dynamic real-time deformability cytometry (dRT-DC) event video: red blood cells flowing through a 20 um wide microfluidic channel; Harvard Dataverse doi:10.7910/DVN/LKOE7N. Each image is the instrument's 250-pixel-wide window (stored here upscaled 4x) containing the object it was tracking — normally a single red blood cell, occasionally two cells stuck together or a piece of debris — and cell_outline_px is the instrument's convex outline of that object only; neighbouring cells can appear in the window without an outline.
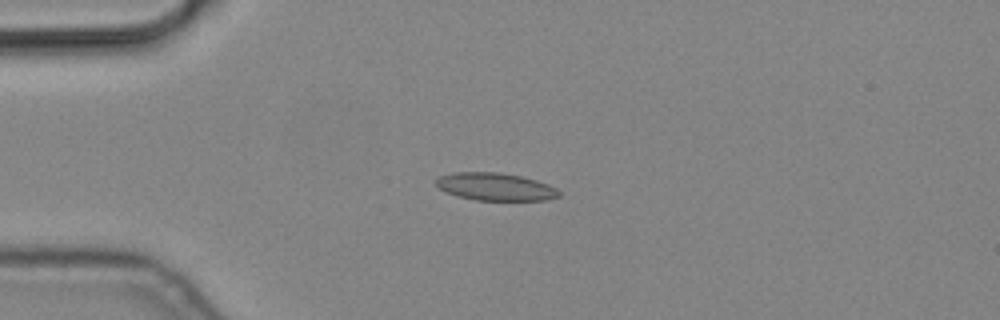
{"species": "common noctule bat (a hibernating species)", "species_latin": "Nyctalus noctula", "temperature_condition": "cold", "stored_images_in_passage": 4, "camera_frame_rate_fps": 3000, "um_per_image_px": 0.085, "animal": {"sex": "male", "body_mass_g": 19.2, "forearm_length_mm": 51.8}, "frame": {"image": 1, "passage_image": 3, "time_ms": 0.667, "image_size_px": [1000, 320], "cell_outline_px": [[560, 196], [548, 200], [476, 200], [456, 196], [444, 192], [436, 184], [436, 180], [440, 176], [452, 172], [500, 172], [520, 176], [536, 180], [548, 184], [556, 188], [560, 192]], "centroid_in_image_um": [42.1, 15.87], "position_along_channel_um": 42.9, "area_um2": 19.88}}